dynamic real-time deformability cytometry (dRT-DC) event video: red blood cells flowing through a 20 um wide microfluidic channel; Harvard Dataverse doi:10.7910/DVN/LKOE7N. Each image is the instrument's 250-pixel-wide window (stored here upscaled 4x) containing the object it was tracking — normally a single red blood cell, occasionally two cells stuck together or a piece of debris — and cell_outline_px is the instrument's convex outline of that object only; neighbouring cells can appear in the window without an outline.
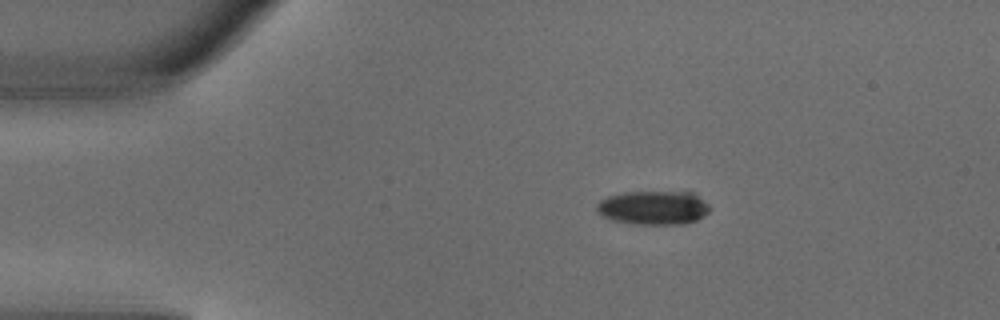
{"species": "common noctule bat (a hibernating species)", "species_latin": "Nyctalus noctula", "temperature_condition": "warm", "stored_images_in_passage": 3, "camera_frame_rate_fps": 3000, "um_per_image_px": 0.085, "animal": {"sex": "male", "body_mass_g": 18.8}, "frame": {"image": 1, "passage_image": 3, "time_ms": 0.667, "image_size_px": [1000, 320], "cell_outline_px": [[708, 212], [704, 216], [696, 220], [684, 224], [636, 224], [612, 220], [596, 212], [596, 204], [600, 200], [608, 196], [624, 192], [692, 192], [708, 204]], "centroid_in_image_um": [55.51, 17.65], "position_along_channel_um": 29.5, "area_um2": 22.25}}